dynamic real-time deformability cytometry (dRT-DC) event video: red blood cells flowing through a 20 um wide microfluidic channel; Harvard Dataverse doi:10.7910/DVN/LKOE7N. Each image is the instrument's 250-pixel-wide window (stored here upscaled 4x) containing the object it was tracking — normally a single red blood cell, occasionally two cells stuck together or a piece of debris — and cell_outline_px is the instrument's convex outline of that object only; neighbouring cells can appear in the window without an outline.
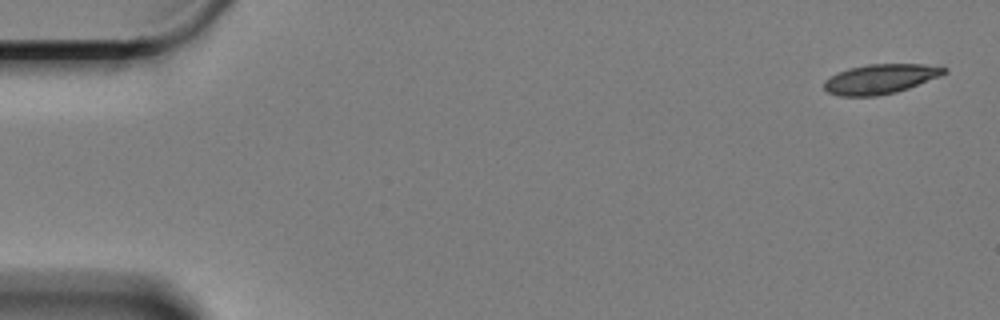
{"species": "Egyptian fruit bat (a non-hibernating species)", "species_latin": "Rousettus aegyptiacus", "temperature_condition": "cold", "stored_images_in_passage": 20, "camera_frame_rate_fps": 3000, "um_per_image_px": 0.085, "animal": {"sex": "female"}, "frame": {"image": 1, "passage_image": 1, "time_ms": 0.0, "image_size_px": [1000, 320], "cell_outline_px": [[948, 72], [940, 76], [908, 88], [896, 92], [876, 96], [840, 96], [828, 92], [824, 88], [824, 80], [836, 72], [848, 68], [868, 64], [940, 64], [948, 68]], "centroid_in_image_um": [74.87, 6.69], "position_along_channel_um": 10.1, "area_um2": 21.04}}
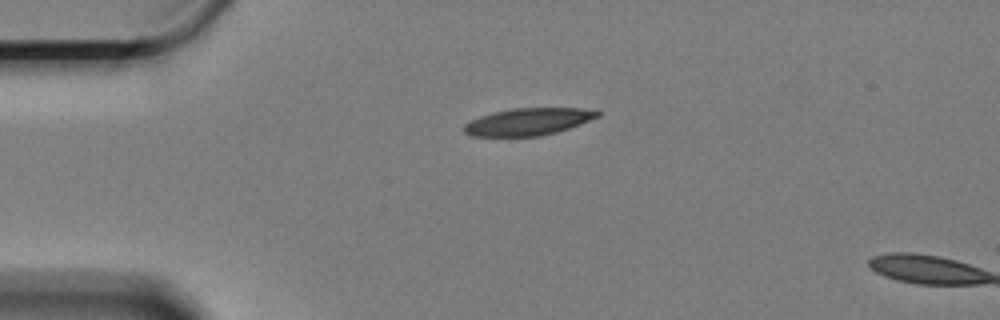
{"frame": {"image": 2, "passage_image": 13, "time_ms": 4.0, "image_size_px": [1000, 320], "cell_outline_px": [[600, 116], [580, 124], [556, 132], [540, 136], [472, 136], [464, 132], [460, 128], [464, 124], [480, 116], [492, 112], [512, 108], [580, 108], [600, 112]], "centroid_in_image_um": [44.85, 10.34], "position_along_channel_um": 40.2, "area_um2": 21.1}}
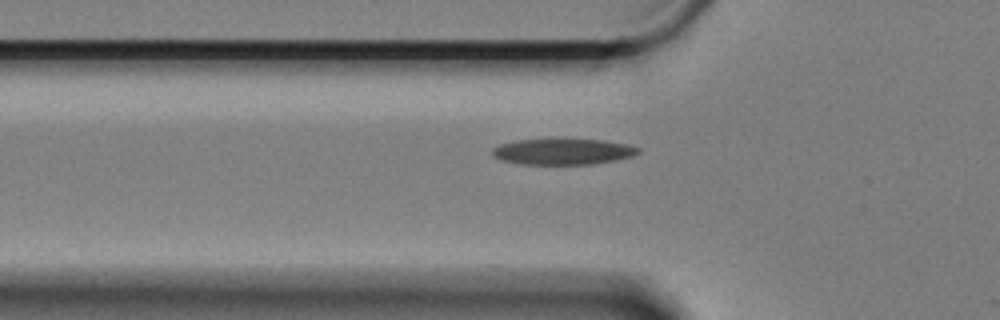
{"frame": {"image": 3, "passage_image": 19, "time_ms": 6.0, "image_size_px": [1000, 320], "cell_outline_px": [[640, 152], [632, 156], [616, 160], [592, 164], [520, 164], [500, 160], [492, 156], [492, 148], [500, 144], [516, 140], [552, 136], [556, 136], [604, 140], [628, 144], [640, 148]], "centroid_in_image_um": [47.81, 12.83], "position_along_channel_um": 78.0, "area_um2": 23.29}}